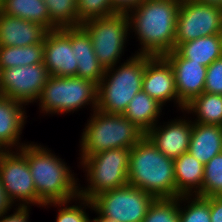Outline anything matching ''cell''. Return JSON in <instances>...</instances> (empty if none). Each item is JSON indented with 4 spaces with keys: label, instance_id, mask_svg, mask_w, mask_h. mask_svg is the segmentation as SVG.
<instances>
[{
    "label": "cell",
    "instance_id": "obj_10",
    "mask_svg": "<svg viewBox=\"0 0 222 222\" xmlns=\"http://www.w3.org/2000/svg\"><path fill=\"white\" fill-rule=\"evenodd\" d=\"M214 34H222V8L182 0L176 21L175 46Z\"/></svg>",
    "mask_w": 222,
    "mask_h": 222
},
{
    "label": "cell",
    "instance_id": "obj_21",
    "mask_svg": "<svg viewBox=\"0 0 222 222\" xmlns=\"http://www.w3.org/2000/svg\"><path fill=\"white\" fill-rule=\"evenodd\" d=\"M176 197L183 195L202 196L204 164L188 152L174 159Z\"/></svg>",
    "mask_w": 222,
    "mask_h": 222
},
{
    "label": "cell",
    "instance_id": "obj_26",
    "mask_svg": "<svg viewBox=\"0 0 222 222\" xmlns=\"http://www.w3.org/2000/svg\"><path fill=\"white\" fill-rule=\"evenodd\" d=\"M43 63V43L30 46H0V70Z\"/></svg>",
    "mask_w": 222,
    "mask_h": 222
},
{
    "label": "cell",
    "instance_id": "obj_17",
    "mask_svg": "<svg viewBox=\"0 0 222 222\" xmlns=\"http://www.w3.org/2000/svg\"><path fill=\"white\" fill-rule=\"evenodd\" d=\"M24 106L21 102L0 96V148L3 151H12L13 147L15 151L20 150L27 144L21 143L20 139L27 120Z\"/></svg>",
    "mask_w": 222,
    "mask_h": 222
},
{
    "label": "cell",
    "instance_id": "obj_36",
    "mask_svg": "<svg viewBox=\"0 0 222 222\" xmlns=\"http://www.w3.org/2000/svg\"><path fill=\"white\" fill-rule=\"evenodd\" d=\"M143 0H112L113 8L118 13H127Z\"/></svg>",
    "mask_w": 222,
    "mask_h": 222
},
{
    "label": "cell",
    "instance_id": "obj_19",
    "mask_svg": "<svg viewBox=\"0 0 222 222\" xmlns=\"http://www.w3.org/2000/svg\"><path fill=\"white\" fill-rule=\"evenodd\" d=\"M71 45L75 47L78 61L76 77L85 78L98 85L106 69L97 59L91 37L82 26L71 27Z\"/></svg>",
    "mask_w": 222,
    "mask_h": 222
},
{
    "label": "cell",
    "instance_id": "obj_22",
    "mask_svg": "<svg viewBox=\"0 0 222 222\" xmlns=\"http://www.w3.org/2000/svg\"><path fill=\"white\" fill-rule=\"evenodd\" d=\"M181 57L208 67L222 57V34L179 43L174 49Z\"/></svg>",
    "mask_w": 222,
    "mask_h": 222
},
{
    "label": "cell",
    "instance_id": "obj_37",
    "mask_svg": "<svg viewBox=\"0 0 222 222\" xmlns=\"http://www.w3.org/2000/svg\"><path fill=\"white\" fill-rule=\"evenodd\" d=\"M14 203L10 200L8 194L6 193L0 179V216L11 211Z\"/></svg>",
    "mask_w": 222,
    "mask_h": 222
},
{
    "label": "cell",
    "instance_id": "obj_23",
    "mask_svg": "<svg viewBox=\"0 0 222 222\" xmlns=\"http://www.w3.org/2000/svg\"><path fill=\"white\" fill-rule=\"evenodd\" d=\"M163 109L160 103L140 90L129 102L123 116L147 133L159 123L158 119Z\"/></svg>",
    "mask_w": 222,
    "mask_h": 222
},
{
    "label": "cell",
    "instance_id": "obj_11",
    "mask_svg": "<svg viewBox=\"0 0 222 222\" xmlns=\"http://www.w3.org/2000/svg\"><path fill=\"white\" fill-rule=\"evenodd\" d=\"M0 179L15 207L37 205L36 188L27 158L19 150L0 151Z\"/></svg>",
    "mask_w": 222,
    "mask_h": 222
},
{
    "label": "cell",
    "instance_id": "obj_18",
    "mask_svg": "<svg viewBox=\"0 0 222 222\" xmlns=\"http://www.w3.org/2000/svg\"><path fill=\"white\" fill-rule=\"evenodd\" d=\"M47 30L34 22L0 12V46H30L43 43Z\"/></svg>",
    "mask_w": 222,
    "mask_h": 222
},
{
    "label": "cell",
    "instance_id": "obj_35",
    "mask_svg": "<svg viewBox=\"0 0 222 222\" xmlns=\"http://www.w3.org/2000/svg\"><path fill=\"white\" fill-rule=\"evenodd\" d=\"M211 222H222V196L210 197Z\"/></svg>",
    "mask_w": 222,
    "mask_h": 222
},
{
    "label": "cell",
    "instance_id": "obj_39",
    "mask_svg": "<svg viewBox=\"0 0 222 222\" xmlns=\"http://www.w3.org/2000/svg\"><path fill=\"white\" fill-rule=\"evenodd\" d=\"M199 3L214 5L222 8V0H195Z\"/></svg>",
    "mask_w": 222,
    "mask_h": 222
},
{
    "label": "cell",
    "instance_id": "obj_20",
    "mask_svg": "<svg viewBox=\"0 0 222 222\" xmlns=\"http://www.w3.org/2000/svg\"><path fill=\"white\" fill-rule=\"evenodd\" d=\"M187 152L204 165L222 153V126L192 122Z\"/></svg>",
    "mask_w": 222,
    "mask_h": 222
},
{
    "label": "cell",
    "instance_id": "obj_5",
    "mask_svg": "<svg viewBox=\"0 0 222 222\" xmlns=\"http://www.w3.org/2000/svg\"><path fill=\"white\" fill-rule=\"evenodd\" d=\"M92 114L80 139L81 157L114 148L131 149L146 135L122 114H110L97 109Z\"/></svg>",
    "mask_w": 222,
    "mask_h": 222
},
{
    "label": "cell",
    "instance_id": "obj_16",
    "mask_svg": "<svg viewBox=\"0 0 222 222\" xmlns=\"http://www.w3.org/2000/svg\"><path fill=\"white\" fill-rule=\"evenodd\" d=\"M163 57L172 66L178 99L184 105L204 92L207 67L181 57L175 50Z\"/></svg>",
    "mask_w": 222,
    "mask_h": 222
},
{
    "label": "cell",
    "instance_id": "obj_25",
    "mask_svg": "<svg viewBox=\"0 0 222 222\" xmlns=\"http://www.w3.org/2000/svg\"><path fill=\"white\" fill-rule=\"evenodd\" d=\"M183 112L194 113V123L222 126V95L203 92L186 104Z\"/></svg>",
    "mask_w": 222,
    "mask_h": 222
},
{
    "label": "cell",
    "instance_id": "obj_7",
    "mask_svg": "<svg viewBox=\"0 0 222 222\" xmlns=\"http://www.w3.org/2000/svg\"><path fill=\"white\" fill-rule=\"evenodd\" d=\"M98 85L76 76H50L45 83L37 102L43 114L57 115L78 111L90 105L97 109Z\"/></svg>",
    "mask_w": 222,
    "mask_h": 222
},
{
    "label": "cell",
    "instance_id": "obj_2",
    "mask_svg": "<svg viewBox=\"0 0 222 222\" xmlns=\"http://www.w3.org/2000/svg\"><path fill=\"white\" fill-rule=\"evenodd\" d=\"M19 151L27 158L36 188L37 207L69 201L79 196V179L64 159L34 142H27Z\"/></svg>",
    "mask_w": 222,
    "mask_h": 222
},
{
    "label": "cell",
    "instance_id": "obj_29",
    "mask_svg": "<svg viewBox=\"0 0 222 222\" xmlns=\"http://www.w3.org/2000/svg\"><path fill=\"white\" fill-rule=\"evenodd\" d=\"M73 201H75V204H80L72 205ZM76 201L79 202L76 203ZM69 203L71 205H69ZM49 206L58 207V214L56 216L55 222H90V217L88 213H86V209H91L93 207L91 200L78 196L75 199L65 202L47 203L43 207L48 208Z\"/></svg>",
    "mask_w": 222,
    "mask_h": 222
},
{
    "label": "cell",
    "instance_id": "obj_24",
    "mask_svg": "<svg viewBox=\"0 0 222 222\" xmlns=\"http://www.w3.org/2000/svg\"><path fill=\"white\" fill-rule=\"evenodd\" d=\"M3 14L37 23L51 30V19L44 0H2Z\"/></svg>",
    "mask_w": 222,
    "mask_h": 222
},
{
    "label": "cell",
    "instance_id": "obj_3",
    "mask_svg": "<svg viewBox=\"0 0 222 222\" xmlns=\"http://www.w3.org/2000/svg\"><path fill=\"white\" fill-rule=\"evenodd\" d=\"M128 185L155 198H176L174 159L161 153L145 135L130 149Z\"/></svg>",
    "mask_w": 222,
    "mask_h": 222
},
{
    "label": "cell",
    "instance_id": "obj_40",
    "mask_svg": "<svg viewBox=\"0 0 222 222\" xmlns=\"http://www.w3.org/2000/svg\"><path fill=\"white\" fill-rule=\"evenodd\" d=\"M2 11V0H0V12Z\"/></svg>",
    "mask_w": 222,
    "mask_h": 222
},
{
    "label": "cell",
    "instance_id": "obj_14",
    "mask_svg": "<svg viewBox=\"0 0 222 222\" xmlns=\"http://www.w3.org/2000/svg\"><path fill=\"white\" fill-rule=\"evenodd\" d=\"M142 90L163 107L166 102L173 101L178 105V111H184L185 105L178 99L172 66L163 56L152 57L145 64Z\"/></svg>",
    "mask_w": 222,
    "mask_h": 222
},
{
    "label": "cell",
    "instance_id": "obj_9",
    "mask_svg": "<svg viewBox=\"0 0 222 222\" xmlns=\"http://www.w3.org/2000/svg\"><path fill=\"white\" fill-rule=\"evenodd\" d=\"M156 198L131 185L102 192L91 199L93 208L116 222H142Z\"/></svg>",
    "mask_w": 222,
    "mask_h": 222
},
{
    "label": "cell",
    "instance_id": "obj_27",
    "mask_svg": "<svg viewBox=\"0 0 222 222\" xmlns=\"http://www.w3.org/2000/svg\"><path fill=\"white\" fill-rule=\"evenodd\" d=\"M51 19V30L81 26L76 0H44Z\"/></svg>",
    "mask_w": 222,
    "mask_h": 222
},
{
    "label": "cell",
    "instance_id": "obj_15",
    "mask_svg": "<svg viewBox=\"0 0 222 222\" xmlns=\"http://www.w3.org/2000/svg\"><path fill=\"white\" fill-rule=\"evenodd\" d=\"M178 118L170 119L163 125H160L161 122L159 125L157 123L146 133L156 148L171 159L187 153L192 133V119L190 120L189 117L187 119L185 116L186 119Z\"/></svg>",
    "mask_w": 222,
    "mask_h": 222
},
{
    "label": "cell",
    "instance_id": "obj_38",
    "mask_svg": "<svg viewBox=\"0 0 222 222\" xmlns=\"http://www.w3.org/2000/svg\"><path fill=\"white\" fill-rule=\"evenodd\" d=\"M93 210L96 212L97 217L90 219V222H116L114 219H109L101 214H99L93 207L90 209V211Z\"/></svg>",
    "mask_w": 222,
    "mask_h": 222
},
{
    "label": "cell",
    "instance_id": "obj_34",
    "mask_svg": "<svg viewBox=\"0 0 222 222\" xmlns=\"http://www.w3.org/2000/svg\"><path fill=\"white\" fill-rule=\"evenodd\" d=\"M13 214H3L0 216V222H29V207L17 206L14 208Z\"/></svg>",
    "mask_w": 222,
    "mask_h": 222
},
{
    "label": "cell",
    "instance_id": "obj_12",
    "mask_svg": "<svg viewBox=\"0 0 222 222\" xmlns=\"http://www.w3.org/2000/svg\"><path fill=\"white\" fill-rule=\"evenodd\" d=\"M50 74L43 63L0 70V96L25 106L37 99Z\"/></svg>",
    "mask_w": 222,
    "mask_h": 222
},
{
    "label": "cell",
    "instance_id": "obj_33",
    "mask_svg": "<svg viewBox=\"0 0 222 222\" xmlns=\"http://www.w3.org/2000/svg\"><path fill=\"white\" fill-rule=\"evenodd\" d=\"M204 92L222 95V57L207 67Z\"/></svg>",
    "mask_w": 222,
    "mask_h": 222
},
{
    "label": "cell",
    "instance_id": "obj_30",
    "mask_svg": "<svg viewBox=\"0 0 222 222\" xmlns=\"http://www.w3.org/2000/svg\"><path fill=\"white\" fill-rule=\"evenodd\" d=\"M142 222H179V197L156 198Z\"/></svg>",
    "mask_w": 222,
    "mask_h": 222
},
{
    "label": "cell",
    "instance_id": "obj_6",
    "mask_svg": "<svg viewBox=\"0 0 222 222\" xmlns=\"http://www.w3.org/2000/svg\"><path fill=\"white\" fill-rule=\"evenodd\" d=\"M130 149L114 148L80 158L88 182L79 183V197L91 200L96 195L128 184Z\"/></svg>",
    "mask_w": 222,
    "mask_h": 222
},
{
    "label": "cell",
    "instance_id": "obj_32",
    "mask_svg": "<svg viewBox=\"0 0 222 222\" xmlns=\"http://www.w3.org/2000/svg\"><path fill=\"white\" fill-rule=\"evenodd\" d=\"M78 20L82 24L83 22L107 17L118 13L112 5V0H76Z\"/></svg>",
    "mask_w": 222,
    "mask_h": 222
},
{
    "label": "cell",
    "instance_id": "obj_8",
    "mask_svg": "<svg viewBox=\"0 0 222 222\" xmlns=\"http://www.w3.org/2000/svg\"><path fill=\"white\" fill-rule=\"evenodd\" d=\"M91 37L97 59L107 69L120 63L130 35L126 13L90 19L81 24Z\"/></svg>",
    "mask_w": 222,
    "mask_h": 222
},
{
    "label": "cell",
    "instance_id": "obj_1",
    "mask_svg": "<svg viewBox=\"0 0 222 222\" xmlns=\"http://www.w3.org/2000/svg\"><path fill=\"white\" fill-rule=\"evenodd\" d=\"M180 4V0H143L126 13L129 30L141 45L136 54L164 56L175 49Z\"/></svg>",
    "mask_w": 222,
    "mask_h": 222
},
{
    "label": "cell",
    "instance_id": "obj_31",
    "mask_svg": "<svg viewBox=\"0 0 222 222\" xmlns=\"http://www.w3.org/2000/svg\"><path fill=\"white\" fill-rule=\"evenodd\" d=\"M202 196H222V153L214 156L204 165Z\"/></svg>",
    "mask_w": 222,
    "mask_h": 222
},
{
    "label": "cell",
    "instance_id": "obj_28",
    "mask_svg": "<svg viewBox=\"0 0 222 222\" xmlns=\"http://www.w3.org/2000/svg\"><path fill=\"white\" fill-rule=\"evenodd\" d=\"M210 219V197L199 195L179 197V222H211Z\"/></svg>",
    "mask_w": 222,
    "mask_h": 222
},
{
    "label": "cell",
    "instance_id": "obj_4",
    "mask_svg": "<svg viewBox=\"0 0 222 222\" xmlns=\"http://www.w3.org/2000/svg\"><path fill=\"white\" fill-rule=\"evenodd\" d=\"M152 57L133 54L119 66L107 68L98 84L97 110L123 115L131 99L142 90L145 64Z\"/></svg>",
    "mask_w": 222,
    "mask_h": 222
},
{
    "label": "cell",
    "instance_id": "obj_13",
    "mask_svg": "<svg viewBox=\"0 0 222 222\" xmlns=\"http://www.w3.org/2000/svg\"><path fill=\"white\" fill-rule=\"evenodd\" d=\"M77 62L71 28L47 31L43 39V64L50 76H76Z\"/></svg>",
    "mask_w": 222,
    "mask_h": 222
}]
</instances>
